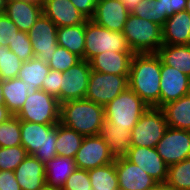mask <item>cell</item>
Instances as JSON below:
<instances>
[{
    "label": "cell",
    "instance_id": "16",
    "mask_svg": "<svg viewBox=\"0 0 190 190\" xmlns=\"http://www.w3.org/2000/svg\"><path fill=\"white\" fill-rule=\"evenodd\" d=\"M130 11L121 0H97L92 21L111 31H123Z\"/></svg>",
    "mask_w": 190,
    "mask_h": 190
},
{
    "label": "cell",
    "instance_id": "3",
    "mask_svg": "<svg viewBox=\"0 0 190 190\" xmlns=\"http://www.w3.org/2000/svg\"><path fill=\"white\" fill-rule=\"evenodd\" d=\"M20 130L21 145L28 155H33L44 164L57 156V124L44 125L20 121Z\"/></svg>",
    "mask_w": 190,
    "mask_h": 190
},
{
    "label": "cell",
    "instance_id": "21",
    "mask_svg": "<svg viewBox=\"0 0 190 190\" xmlns=\"http://www.w3.org/2000/svg\"><path fill=\"white\" fill-rule=\"evenodd\" d=\"M133 55L134 53L107 51L91 58L89 64L96 72L129 76Z\"/></svg>",
    "mask_w": 190,
    "mask_h": 190
},
{
    "label": "cell",
    "instance_id": "15",
    "mask_svg": "<svg viewBox=\"0 0 190 190\" xmlns=\"http://www.w3.org/2000/svg\"><path fill=\"white\" fill-rule=\"evenodd\" d=\"M190 93V77L171 66L161 65L160 108Z\"/></svg>",
    "mask_w": 190,
    "mask_h": 190
},
{
    "label": "cell",
    "instance_id": "23",
    "mask_svg": "<svg viewBox=\"0 0 190 190\" xmlns=\"http://www.w3.org/2000/svg\"><path fill=\"white\" fill-rule=\"evenodd\" d=\"M163 45L190 44V13L182 11L168 17L164 26Z\"/></svg>",
    "mask_w": 190,
    "mask_h": 190
},
{
    "label": "cell",
    "instance_id": "43",
    "mask_svg": "<svg viewBox=\"0 0 190 190\" xmlns=\"http://www.w3.org/2000/svg\"><path fill=\"white\" fill-rule=\"evenodd\" d=\"M0 190H21L14 171L0 170Z\"/></svg>",
    "mask_w": 190,
    "mask_h": 190
},
{
    "label": "cell",
    "instance_id": "48",
    "mask_svg": "<svg viewBox=\"0 0 190 190\" xmlns=\"http://www.w3.org/2000/svg\"><path fill=\"white\" fill-rule=\"evenodd\" d=\"M6 5H7V1L6 0H0V15L1 14H5Z\"/></svg>",
    "mask_w": 190,
    "mask_h": 190
},
{
    "label": "cell",
    "instance_id": "50",
    "mask_svg": "<svg viewBox=\"0 0 190 190\" xmlns=\"http://www.w3.org/2000/svg\"><path fill=\"white\" fill-rule=\"evenodd\" d=\"M185 11H188L190 13V0H187V2H186Z\"/></svg>",
    "mask_w": 190,
    "mask_h": 190
},
{
    "label": "cell",
    "instance_id": "38",
    "mask_svg": "<svg viewBox=\"0 0 190 190\" xmlns=\"http://www.w3.org/2000/svg\"><path fill=\"white\" fill-rule=\"evenodd\" d=\"M8 48L23 62L35 57L27 32L18 31L17 36L13 39Z\"/></svg>",
    "mask_w": 190,
    "mask_h": 190
},
{
    "label": "cell",
    "instance_id": "33",
    "mask_svg": "<svg viewBox=\"0 0 190 190\" xmlns=\"http://www.w3.org/2000/svg\"><path fill=\"white\" fill-rule=\"evenodd\" d=\"M130 13L142 19L155 22L161 27L164 26L167 20V15L161 14L158 0H141Z\"/></svg>",
    "mask_w": 190,
    "mask_h": 190
},
{
    "label": "cell",
    "instance_id": "31",
    "mask_svg": "<svg viewBox=\"0 0 190 190\" xmlns=\"http://www.w3.org/2000/svg\"><path fill=\"white\" fill-rule=\"evenodd\" d=\"M88 175L93 190H119L115 161L88 170Z\"/></svg>",
    "mask_w": 190,
    "mask_h": 190
},
{
    "label": "cell",
    "instance_id": "42",
    "mask_svg": "<svg viewBox=\"0 0 190 190\" xmlns=\"http://www.w3.org/2000/svg\"><path fill=\"white\" fill-rule=\"evenodd\" d=\"M160 2L161 14L167 18L174 13L185 11L187 0H158Z\"/></svg>",
    "mask_w": 190,
    "mask_h": 190
},
{
    "label": "cell",
    "instance_id": "29",
    "mask_svg": "<svg viewBox=\"0 0 190 190\" xmlns=\"http://www.w3.org/2000/svg\"><path fill=\"white\" fill-rule=\"evenodd\" d=\"M49 71L50 68L46 62L34 57L26 62H23L17 78L28 84L31 92L42 89L43 81Z\"/></svg>",
    "mask_w": 190,
    "mask_h": 190
},
{
    "label": "cell",
    "instance_id": "41",
    "mask_svg": "<svg viewBox=\"0 0 190 190\" xmlns=\"http://www.w3.org/2000/svg\"><path fill=\"white\" fill-rule=\"evenodd\" d=\"M62 72L50 69L45 77L42 90L58 98L61 95Z\"/></svg>",
    "mask_w": 190,
    "mask_h": 190
},
{
    "label": "cell",
    "instance_id": "2",
    "mask_svg": "<svg viewBox=\"0 0 190 190\" xmlns=\"http://www.w3.org/2000/svg\"><path fill=\"white\" fill-rule=\"evenodd\" d=\"M104 120V106L90 100H69L60 104L59 123L84 137L98 135Z\"/></svg>",
    "mask_w": 190,
    "mask_h": 190
},
{
    "label": "cell",
    "instance_id": "32",
    "mask_svg": "<svg viewBox=\"0 0 190 190\" xmlns=\"http://www.w3.org/2000/svg\"><path fill=\"white\" fill-rule=\"evenodd\" d=\"M166 182L177 190H190V157L168 166Z\"/></svg>",
    "mask_w": 190,
    "mask_h": 190
},
{
    "label": "cell",
    "instance_id": "5",
    "mask_svg": "<svg viewBox=\"0 0 190 190\" xmlns=\"http://www.w3.org/2000/svg\"><path fill=\"white\" fill-rule=\"evenodd\" d=\"M147 104L129 87L104 107L105 120L121 129L132 130Z\"/></svg>",
    "mask_w": 190,
    "mask_h": 190
},
{
    "label": "cell",
    "instance_id": "40",
    "mask_svg": "<svg viewBox=\"0 0 190 190\" xmlns=\"http://www.w3.org/2000/svg\"><path fill=\"white\" fill-rule=\"evenodd\" d=\"M20 31L6 14L0 15V45L8 47Z\"/></svg>",
    "mask_w": 190,
    "mask_h": 190
},
{
    "label": "cell",
    "instance_id": "8",
    "mask_svg": "<svg viewBox=\"0 0 190 190\" xmlns=\"http://www.w3.org/2000/svg\"><path fill=\"white\" fill-rule=\"evenodd\" d=\"M167 128L162 109L149 107L131 130L132 146L156 147Z\"/></svg>",
    "mask_w": 190,
    "mask_h": 190
},
{
    "label": "cell",
    "instance_id": "12",
    "mask_svg": "<svg viewBox=\"0 0 190 190\" xmlns=\"http://www.w3.org/2000/svg\"><path fill=\"white\" fill-rule=\"evenodd\" d=\"M89 61L81 59L67 72H62L61 95L59 103L69 100L85 99L91 73Z\"/></svg>",
    "mask_w": 190,
    "mask_h": 190
},
{
    "label": "cell",
    "instance_id": "4",
    "mask_svg": "<svg viewBox=\"0 0 190 190\" xmlns=\"http://www.w3.org/2000/svg\"><path fill=\"white\" fill-rule=\"evenodd\" d=\"M122 32L134 54L157 53L163 45L162 27L131 13Z\"/></svg>",
    "mask_w": 190,
    "mask_h": 190
},
{
    "label": "cell",
    "instance_id": "24",
    "mask_svg": "<svg viewBox=\"0 0 190 190\" xmlns=\"http://www.w3.org/2000/svg\"><path fill=\"white\" fill-rule=\"evenodd\" d=\"M76 169L74 158L56 156L45 164L46 186L61 190L67 178Z\"/></svg>",
    "mask_w": 190,
    "mask_h": 190
},
{
    "label": "cell",
    "instance_id": "51",
    "mask_svg": "<svg viewBox=\"0 0 190 190\" xmlns=\"http://www.w3.org/2000/svg\"><path fill=\"white\" fill-rule=\"evenodd\" d=\"M41 190H56V189L50 188L48 186H44Z\"/></svg>",
    "mask_w": 190,
    "mask_h": 190
},
{
    "label": "cell",
    "instance_id": "30",
    "mask_svg": "<svg viewBox=\"0 0 190 190\" xmlns=\"http://www.w3.org/2000/svg\"><path fill=\"white\" fill-rule=\"evenodd\" d=\"M84 136L80 133L57 124V138L55 142L57 156L75 158L76 153L81 147Z\"/></svg>",
    "mask_w": 190,
    "mask_h": 190
},
{
    "label": "cell",
    "instance_id": "35",
    "mask_svg": "<svg viewBox=\"0 0 190 190\" xmlns=\"http://www.w3.org/2000/svg\"><path fill=\"white\" fill-rule=\"evenodd\" d=\"M19 145H21L20 119L13 115L0 124V147Z\"/></svg>",
    "mask_w": 190,
    "mask_h": 190
},
{
    "label": "cell",
    "instance_id": "17",
    "mask_svg": "<svg viewBox=\"0 0 190 190\" xmlns=\"http://www.w3.org/2000/svg\"><path fill=\"white\" fill-rule=\"evenodd\" d=\"M126 158L138 165L148 173L156 182H166L168 176V165L157 153L155 147L132 146Z\"/></svg>",
    "mask_w": 190,
    "mask_h": 190
},
{
    "label": "cell",
    "instance_id": "34",
    "mask_svg": "<svg viewBox=\"0 0 190 190\" xmlns=\"http://www.w3.org/2000/svg\"><path fill=\"white\" fill-rule=\"evenodd\" d=\"M21 61L8 47L0 45V80L17 78Z\"/></svg>",
    "mask_w": 190,
    "mask_h": 190
},
{
    "label": "cell",
    "instance_id": "37",
    "mask_svg": "<svg viewBox=\"0 0 190 190\" xmlns=\"http://www.w3.org/2000/svg\"><path fill=\"white\" fill-rule=\"evenodd\" d=\"M80 60L81 58L77 55L71 53L64 47L58 46L52 56L51 61L47 64L50 69L65 73Z\"/></svg>",
    "mask_w": 190,
    "mask_h": 190
},
{
    "label": "cell",
    "instance_id": "1",
    "mask_svg": "<svg viewBox=\"0 0 190 190\" xmlns=\"http://www.w3.org/2000/svg\"><path fill=\"white\" fill-rule=\"evenodd\" d=\"M162 61L156 53L134 54L128 76L132 89L148 107L160 108Z\"/></svg>",
    "mask_w": 190,
    "mask_h": 190
},
{
    "label": "cell",
    "instance_id": "10",
    "mask_svg": "<svg viewBox=\"0 0 190 190\" xmlns=\"http://www.w3.org/2000/svg\"><path fill=\"white\" fill-rule=\"evenodd\" d=\"M57 29L56 24L42 13L28 32L33 53L43 62L51 61L58 47Z\"/></svg>",
    "mask_w": 190,
    "mask_h": 190
},
{
    "label": "cell",
    "instance_id": "14",
    "mask_svg": "<svg viewBox=\"0 0 190 190\" xmlns=\"http://www.w3.org/2000/svg\"><path fill=\"white\" fill-rule=\"evenodd\" d=\"M119 190H150L157 182L126 157L115 159Z\"/></svg>",
    "mask_w": 190,
    "mask_h": 190
},
{
    "label": "cell",
    "instance_id": "7",
    "mask_svg": "<svg viewBox=\"0 0 190 190\" xmlns=\"http://www.w3.org/2000/svg\"><path fill=\"white\" fill-rule=\"evenodd\" d=\"M15 116L20 121L56 125L60 122V103L42 89L31 91Z\"/></svg>",
    "mask_w": 190,
    "mask_h": 190
},
{
    "label": "cell",
    "instance_id": "26",
    "mask_svg": "<svg viewBox=\"0 0 190 190\" xmlns=\"http://www.w3.org/2000/svg\"><path fill=\"white\" fill-rule=\"evenodd\" d=\"M85 24L86 21L80 25L63 26L57 29L58 46L64 47L81 59H84Z\"/></svg>",
    "mask_w": 190,
    "mask_h": 190
},
{
    "label": "cell",
    "instance_id": "19",
    "mask_svg": "<svg viewBox=\"0 0 190 190\" xmlns=\"http://www.w3.org/2000/svg\"><path fill=\"white\" fill-rule=\"evenodd\" d=\"M14 173L21 190H41L46 186L45 164L33 155H27Z\"/></svg>",
    "mask_w": 190,
    "mask_h": 190
},
{
    "label": "cell",
    "instance_id": "44",
    "mask_svg": "<svg viewBox=\"0 0 190 190\" xmlns=\"http://www.w3.org/2000/svg\"><path fill=\"white\" fill-rule=\"evenodd\" d=\"M86 19H92L97 0H70Z\"/></svg>",
    "mask_w": 190,
    "mask_h": 190
},
{
    "label": "cell",
    "instance_id": "36",
    "mask_svg": "<svg viewBox=\"0 0 190 190\" xmlns=\"http://www.w3.org/2000/svg\"><path fill=\"white\" fill-rule=\"evenodd\" d=\"M27 155L22 145L0 147V170L14 171Z\"/></svg>",
    "mask_w": 190,
    "mask_h": 190
},
{
    "label": "cell",
    "instance_id": "9",
    "mask_svg": "<svg viewBox=\"0 0 190 190\" xmlns=\"http://www.w3.org/2000/svg\"><path fill=\"white\" fill-rule=\"evenodd\" d=\"M128 87V76L91 70L85 99L105 107Z\"/></svg>",
    "mask_w": 190,
    "mask_h": 190
},
{
    "label": "cell",
    "instance_id": "13",
    "mask_svg": "<svg viewBox=\"0 0 190 190\" xmlns=\"http://www.w3.org/2000/svg\"><path fill=\"white\" fill-rule=\"evenodd\" d=\"M77 168L90 170L115 161L105 141L98 135L84 137L74 158Z\"/></svg>",
    "mask_w": 190,
    "mask_h": 190
},
{
    "label": "cell",
    "instance_id": "20",
    "mask_svg": "<svg viewBox=\"0 0 190 190\" xmlns=\"http://www.w3.org/2000/svg\"><path fill=\"white\" fill-rule=\"evenodd\" d=\"M42 13V3L28 0L9 1L5 11L6 16L14 22L17 28L27 33Z\"/></svg>",
    "mask_w": 190,
    "mask_h": 190
},
{
    "label": "cell",
    "instance_id": "6",
    "mask_svg": "<svg viewBox=\"0 0 190 190\" xmlns=\"http://www.w3.org/2000/svg\"><path fill=\"white\" fill-rule=\"evenodd\" d=\"M133 53L122 31H111L97 25L91 19L85 24L84 60L89 61L104 52Z\"/></svg>",
    "mask_w": 190,
    "mask_h": 190
},
{
    "label": "cell",
    "instance_id": "45",
    "mask_svg": "<svg viewBox=\"0 0 190 190\" xmlns=\"http://www.w3.org/2000/svg\"><path fill=\"white\" fill-rule=\"evenodd\" d=\"M11 116H13L5 105H0V124L7 121Z\"/></svg>",
    "mask_w": 190,
    "mask_h": 190
},
{
    "label": "cell",
    "instance_id": "39",
    "mask_svg": "<svg viewBox=\"0 0 190 190\" xmlns=\"http://www.w3.org/2000/svg\"><path fill=\"white\" fill-rule=\"evenodd\" d=\"M61 190H93L88 170L76 169L65 181Z\"/></svg>",
    "mask_w": 190,
    "mask_h": 190
},
{
    "label": "cell",
    "instance_id": "46",
    "mask_svg": "<svg viewBox=\"0 0 190 190\" xmlns=\"http://www.w3.org/2000/svg\"><path fill=\"white\" fill-rule=\"evenodd\" d=\"M150 190H177L167 182H158Z\"/></svg>",
    "mask_w": 190,
    "mask_h": 190
},
{
    "label": "cell",
    "instance_id": "11",
    "mask_svg": "<svg viewBox=\"0 0 190 190\" xmlns=\"http://www.w3.org/2000/svg\"><path fill=\"white\" fill-rule=\"evenodd\" d=\"M155 148L168 166L179 163L190 157V131L168 127Z\"/></svg>",
    "mask_w": 190,
    "mask_h": 190
},
{
    "label": "cell",
    "instance_id": "27",
    "mask_svg": "<svg viewBox=\"0 0 190 190\" xmlns=\"http://www.w3.org/2000/svg\"><path fill=\"white\" fill-rule=\"evenodd\" d=\"M2 88L5 106L15 116L25 103L30 86L19 78H13L2 80Z\"/></svg>",
    "mask_w": 190,
    "mask_h": 190
},
{
    "label": "cell",
    "instance_id": "22",
    "mask_svg": "<svg viewBox=\"0 0 190 190\" xmlns=\"http://www.w3.org/2000/svg\"><path fill=\"white\" fill-rule=\"evenodd\" d=\"M98 136L105 141L114 159L126 157L129 154L132 147L131 130L121 129L119 126L104 120Z\"/></svg>",
    "mask_w": 190,
    "mask_h": 190
},
{
    "label": "cell",
    "instance_id": "28",
    "mask_svg": "<svg viewBox=\"0 0 190 190\" xmlns=\"http://www.w3.org/2000/svg\"><path fill=\"white\" fill-rule=\"evenodd\" d=\"M156 54L164 65L182 71L190 77V44L162 45Z\"/></svg>",
    "mask_w": 190,
    "mask_h": 190
},
{
    "label": "cell",
    "instance_id": "49",
    "mask_svg": "<svg viewBox=\"0 0 190 190\" xmlns=\"http://www.w3.org/2000/svg\"><path fill=\"white\" fill-rule=\"evenodd\" d=\"M0 105H5V101L3 97L2 80H0Z\"/></svg>",
    "mask_w": 190,
    "mask_h": 190
},
{
    "label": "cell",
    "instance_id": "25",
    "mask_svg": "<svg viewBox=\"0 0 190 190\" xmlns=\"http://www.w3.org/2000/svg\"><path fill=\"white\" fill-rule=\"evenodd\" d=\"M168 127L190 131V93L161 107Z\"/></svg>",
    "mask_w": 190,
    "mask_h": 190
},
{
    "label": "cell",
    "instance_id": "18",
    "mask_svg": "<svg viewBox=\"0 0 190 190\" xmlns=\"http://www.w3.org/2000/svg\"><path fill=\"white\" fill-rule=\"evenodd\" d=\"M42 12L58 28L80 25L87 20L70 0H43Z\"/></svg>",
    "mask_w": 190,
    "mask_h": 190
},
{
    "label": "cell",
    "instance_id": "52",
    "mask_svg": "<svg viewBox=\"0 0 190 190\" xmlns=\"http://www.w3.org/2000/svg\"><path fill=\"white\" fill-rule=\"evenodd\" d=\"M28 1L37 2V3H42L43 0H28Z\"/></svg>",
    "mask_w": 190,
    "mask_h": 190
},
{
    "label": "cell",
    "instance_id": "47",
    "mask_svg": "<svg viewBox=\"0 0 190 190\" xmlns=\"http://www.w3.org/2000/svg\"><path fill=\"white\" fill-rule=\"evenodd\" d=\"M126 8L131 12L134 10L135 6L141 1V0H121Z\"/></svg>",
    "mask_w": 190,
    "mask_h": 190
}]
</instances>
